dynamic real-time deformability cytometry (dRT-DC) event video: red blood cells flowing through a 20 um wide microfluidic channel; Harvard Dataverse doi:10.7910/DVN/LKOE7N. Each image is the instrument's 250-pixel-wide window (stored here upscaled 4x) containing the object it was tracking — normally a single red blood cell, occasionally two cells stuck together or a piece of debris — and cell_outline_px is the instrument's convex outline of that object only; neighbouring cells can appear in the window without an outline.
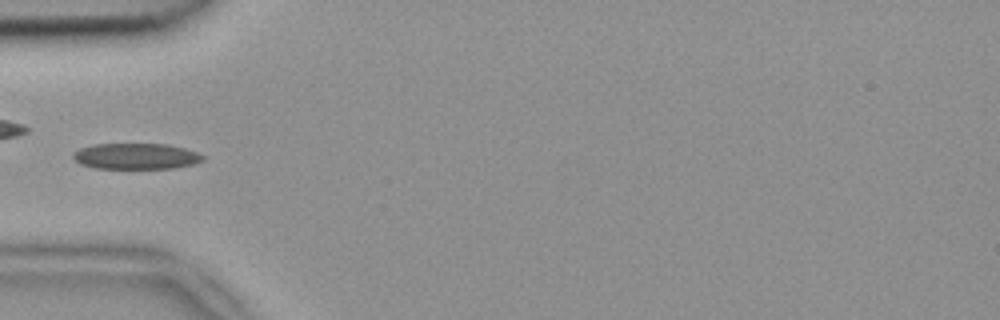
{"species": "common noctule bat (a hibernating species)", "species_latin": "Nyctalus noctula", "temperature_condition": "room temperature", "stored_images_in_passage": 6, "camera_frame_rate_fps": 3000, "um_per_image_px": 0.085, "animal": {"sex": "female", "body_mass_g": 18.4}, "frame": {"image": 1, "passage_image": 6, "time_ms": 1.667, "image_size_px": [1000, 320], "cell_outline_px": [[204, 160], [196, 164], [176, 168], [96, 168], [80, 164], [72, 156], [80, 148], [92, 144], [168, 144], [184, 148], [196, 152], [204, 156]], "centroid_in_image_um": [11.6, 13.28], "position_along_channel_um": 73.4, "area_um2": 19.59}}